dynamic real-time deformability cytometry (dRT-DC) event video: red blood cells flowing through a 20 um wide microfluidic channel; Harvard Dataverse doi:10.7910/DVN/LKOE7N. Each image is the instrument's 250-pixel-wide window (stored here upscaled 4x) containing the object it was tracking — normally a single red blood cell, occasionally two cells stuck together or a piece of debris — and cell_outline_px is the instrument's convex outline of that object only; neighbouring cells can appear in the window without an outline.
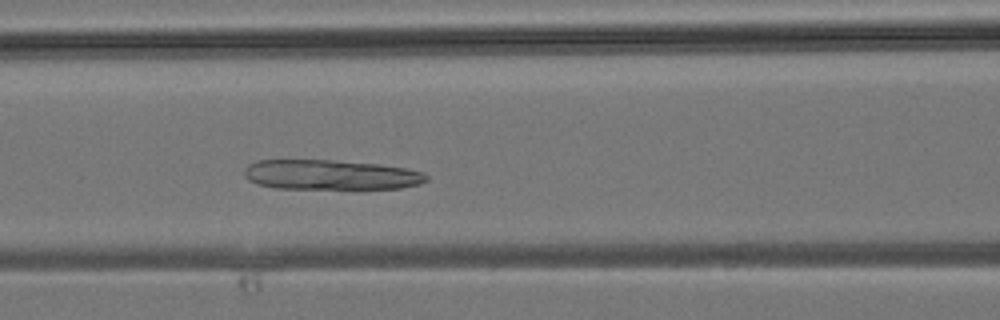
{"species": "common noctule bat (a hibernating species)", "species_latin": "Nyctalus noctula", "temperature_condition": "room temperature", "stored_images_in_passage": 18, "camera_frame_rate_fps": 3000, "um_per_image_px": 0.085, "animal": {"sex": "male", "body_mass_g": 19.2, "forearm_length_mm": 51.8}, "frame": {"image": 1, "passage_image": 6, "time_ms": 1.667, "image_size_px": [1000, 320], "cell_outline_px": [[428, 180], [420, 184], [400, 188], [276, 188], [256, 184], [248, 180], [244, 176], [244, 168], [248, 164], [256, 160], [332, 160], [376, 164], [404, 168], [424, 172], [428, 176]], "centroid_in_image_um": [28.06, 14.85], "position_along_channel_um": 138.5, "area_um2": 31.67}}
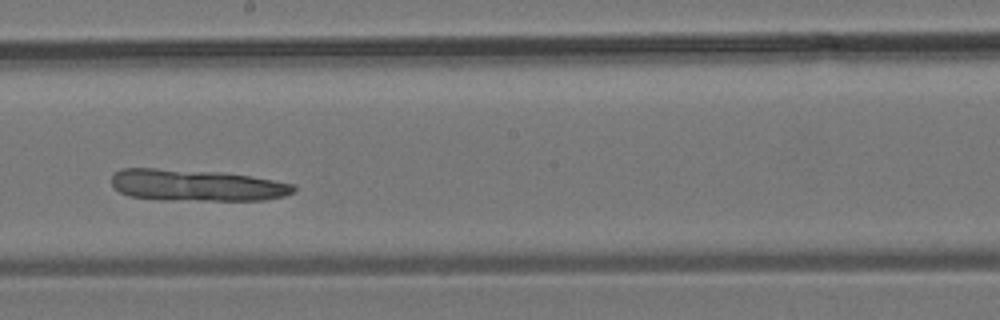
{"frame": {"image": 2, "passage_image": 11, "time_ms": 3.333, "image_size_px": [1000, 320], "cell_outline_px": [[296, 192], [284, 196], [264, 200], [160, 200], [128, 196], [120, 192], [112, 184], [112, 176], [120, 168], [156, 168], [224, 172], [252, 176], [292, 184], [296, 188]], "centroid_in_image_um": [16.69, 15.74], "position_along_channel_um": 231.5, "area_um2": 33.81}}
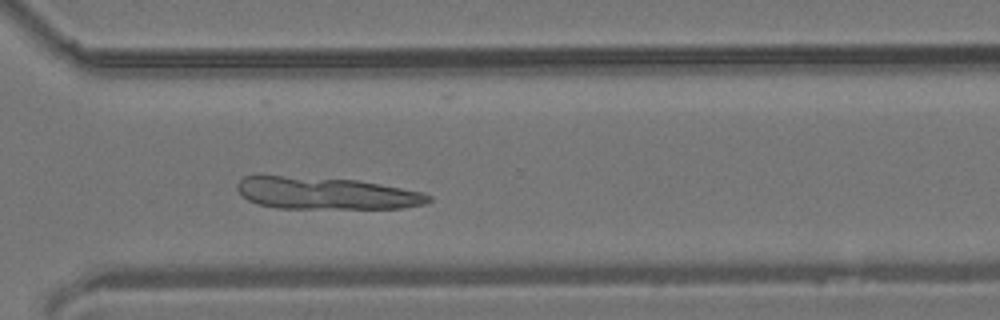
{"frame": {"image": 3, "passage_image": 17, "time_ms": 5.333, "image_size_px": [1000, 320], "cell_outline_px": [[432, 200], [424, 204], [404, 208], [276, 208], [256, 204], [248, 200], [236, 188], [236, 184], [244, 176], [256, 172], [260, 172], [360, 180], [424, 192], [432, 196]], "centroid_in_image_um": [27.61, 16.37], "position_along_channel_um": 343.0, "area_um2": 37.22}}